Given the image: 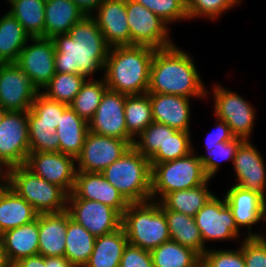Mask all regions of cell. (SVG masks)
<instances>
[{
	"instance_id": "7bdbcfd3",
	"label": "cell",
	"mask_w": 266,
	"mask_h": 267,
	"mask_svg": "<svg viewBox=\"0 0 266 267\" xmlns=\"http://www.w3.org/2000/svg\"><path fill=\"white\" fill-rule=\"evenodd\" d=\"M155 13L167 24L188 19L186 0H134Z\"/></svg>"
},
{
	"instance_id": "f35d334b",
	"label": "cell",
	"mask_w": 266,
	"mask_h": 267,
	"mask_svg": "<svg viewBox=\"0 0 266 267\" xmlns=\"http://www.w3.org/2000/svg\"><path fill=\"white\" fill-rule=\"evenodd\" d=\"M68 107L66 104L48 99L40 92L28 110V124H46L57 129L60 116Z\"/></svg>"
},
{
	"instance_id": "ba28073f",
	"label": "cell",
	"mask_w": 266,
	"mask_h": 267,
	"mask_svg": "<svg viewBox=\"0 0 266 267\" xmlns=\"http://www.w3.org/2000/svg\"><path fill=\"white\" fill-rule=\"evenodd\" d=\"M29 153L28 110L6 111L0 123V165L7 170L25 165Z\"/></svg>"
},
{
	"instance_id": "2e32d148",
	"label": "cell",
	"mask_w": 266,
	"mask_h": 267,
	"mask_svg": "<svg viewBox=\"0 0 266 267\" xmlns=\"http://www.w3.org/2000/svg\"><path fill=\"white\" fill-rule=\"evenodd\" d=\"M76 159L61 152H30L25 166L39 177L72 193L76 176Z\"/></svg>"
},
{
	"instance_id": "f6af8a7d",
	"label": "cell",
	"mask_w": 266,
	"mask_h": 267,
	"mask_svg": "<svg viewBox=\"0 0 266 267\" xmlns=\"http://www.w3.org/2000/svg\"><path fill=\"white\" fill-rule=\"evenodd\" d=\"M203 267H246L242 244L238 250H209L201 257Z\"/></svg>"
},
{
	"instance_id": "11a10c76",
	"label": "cell",
	"mask_w": 266,
	"mask_h": 267,
	"mask_svg": "<svg viewBox=\"0 0 266 267\" xmlns=\"http://www.w3.org/2000/svg\"><path fill=\"white\" fill-rule=\"evenodd\" d=\"M5 113H6V110L3 109V108L0 106V123H1L2 120H3Z\"/></svg>"
},
{
	"instance_id": "30bf717a",
	"label": "cell",
	"mask_w": 266,
	"mask_h": 267,
	"mask_svg": "<svg viewBox=\"0 0 266 267\" xmlns=\"http://www.w3.org/2000/svg\"><path fill=\"white\" fill-rule=\"evenodd\" d=\"M67 211L71 219L95 237L122 227V215L117 210L98 201L77 198L73 193L68 194Z\"/></svg>"
},
{
	"instance_id": "d590c367",
	"label": "cell",
	"mask_w": 266,
	"mask_h": 267,
	"mask_svg": "<svg viewBox=\"0 0 266 267\" xmlns=\"http://www.w3.org/2000/svg\"><path fill=\"white\" fill-rule=\"evenodd\" d=\"M107 89L105 79L100 81L86 80L69 106L79 117L89 122L97 111Z\"/></svg>"
},
{
	"instance_id": "d6986e66",
	"label": "cell",
	"mask_w": 266,
	"mask_h": 267,
	"mask_svg": "<svg viewBox=\"0 0 266 267\" xmlns=\"http://www.w3.org/2000/svg\"><path fill=\"white\" fill-rule=\"evenodd\" d=\"M72 193L80 199L101 202L117 210L121 215L130 204L102 173L76 172Z\"/></svg>"
},
{
	"instance_id": "9c48e42d",
	"label": "cell",
	"mask_w": 266,
	"mask_h": 267,
	"mask_svg": "<svg viewBox=\"0 0 266 267\" xmlns=\"http://www.w3.org/2000/svg\"><path fill=\"white\" fill-rule=\"evenodd\" d=\"M131 45L163 49L174 45L168 37L167 23L134 0H126Z\"/></svg>"
},
{
	"instance_id": "836d02e7",
	"label": "cell",
	"mask_w": 266,
	"mask_h": 267,
	"mask_svg": "<svg viewBox=\"0 0 266 267\" xmlns=\"http://www.w3.org/2000/svg\"><path fill=\"white\" fill-rule=\"evenodd\" d=\"M154 267H198L201 257L192 249L173 240L150 251Z\"/></svg>"
},
{
	"instance_id": "8d00e7d4",
	"label": "cell",
	"mask_w": 266,
	"mask_h": 267,
	"mask_svg": "<svg viewBox=\"0 0 266 267\" xmlns=\"http://www.w3.org/2000/svg\"><path fill=\"white\" fill-rule=\"evenodd\" d=\"M86 80L87 78L80 74L56 72L41 93L48 99L69 106Z\"/></svg>"
},
{
	"instance_id": "ab89813d",
	"label": "cell",
	"mask_w": 266,
	"mask_h": 267,
	"mask_svg": "<svg viewBox=\"0 0 266 267\" xmlns=\"http://www.w3.org/2000/svg\"><path fill=\"white\" fill-rule=\"evenodd\" d=\"M133 141V147L143 156L150 158L160 146H163L169 137V126L157 122H152Z\"/></svg>"
},
{
	"instance_id": "d6a6232c",
	"label": "cell",
	"mask_w": 266,
	"mask_h": 267,
	"mask_svg": "<svg viewBox=\"0 0 266 267\" xmlns=\"http://www.w3.org/2000/svg\"><path fill=\"white\" fill-rule=\"evenodd\" d=\"M8 11L30 37H44L46 0H8Z\"/></svg>"
},
{
	"instance_id": "484cf974",
	"label": "cell",
	"mask_w": 266,
	"mask_h": 267,
	"mask_svg": "<svg viewBox=\"0 0 266 267\" xmlns=\"http://www.w3.org/2000/svg\"><path fill=\"white\" fill-rule=\"evenodd\" d=\"M84 16V12L70 0H46L44 38L68 34Z\"/></svg>"
},
{
	"instance_id": "74e56055",
	"label": "cell",
	"mask_w": 266,
	"mask_h": 267,
	"mask_svg": "<svg viewBox=\"0 0 266 267\" xmlns=\"http://www.w3.org/2000/svg\"><path fill=\"white\" fill-rule=\"evenodd\" d=\"M190 132L169 127V137L163 146L149 158L150 163H163L182 158L193 151Z\"/></svg>"
},
{
	"instance_id": "83f0119b",
	"label": "cell",
	"mask_w": 266,
	"mask_h": 267,
	"mask_svg": "<svg viewBox=\"0 0 266 267\" xmlns=\"http://www.w3.org/2000/svg\"><path fill=\"white\" fill-rule=\"evenodd\" d=\"M127 244L123 227L96 237L93 252L84 267H119Z\"/></svg>"
},
{
	"instance_id": "f546056e",
	"label": "cell",
	"mask_w": 266,
	"mask_h": 267,
	"mask_svg": "<svg viewBox=\"0 0 266 267\" xmlns=\"http://www.w3.org/2000/svg\"><path fill=\"white\" fill-rule=\"evenodd\" d=\"M30 38L20 22L9 12L3 15L0 18V64L15 63Z\"/></svg>"
},
{
	"instance_id": "f1b7e54d",
	"label": "cell",
	"mask_w": 266,
	"mask_h": 267,
	"mask_svg": "<svg viewBox=\"0 0 266 267\" xmlns=\"http://www.w3.org/2000/svg\"><path fill=\"white\" fill-rule=\"evenodd\" d=\"M168 224L170 239L195 251L200 257L207 248L192 216L172 210H163Z\"/></svg>"
},
{
	"instance_id": "816d5d0a",
	"label": "cell",
	"mask_w": 266,
	"mask_h": 267,
	"mask_svg": "<svg viewBox=\"0 0 266 267\" xmlns=\"http://www.w3.org/2000/svg\"><path fill=\"white\" fill-rule=\"evenodd\" d=\"M50 267H75L65 256H51Z\"/></svg>"
},
{
	"instance_id": "4fadbf2b",
	"label": "cell",
	"mask_w": 266,
	"mask_h": 267,
	"mask_svg": "<svg viewBox=\"0 0 266 267\" xmlns=\"http://www.w3.org/2000/svg\"><path fill=\"white\" fill-rule=\"evenodd\" d=\"M130 147L126 140L101 136L89 131L81 154L76 158V171L101 173Z\"/></svg>"
},
{
	"instance_id": "60d3db41",
	"label": "cell",
	"mask_w": 266,
	"mask_h": 267,
	"mask_svg": "<svg viewBox=\"0 0 266 267\" xmlns=\"http://www.w3.org/2000/svg\"><path fill=\"white\" fill-rule=\"evenodd\" d=\"M244 140L242 138H235L232 141L221 142L215 144V147L210 151L207 150L208 155H198L200 161L202 162L203 169L210 179L212 178L218 171L220 166V160H232L234 161V157L237 151V148Z\"/></svg>"
},
{
	"instance_id": "c3c4849f",
	"label": "cell",
	"mask_w": 266,
	"mask_h": 267,
	"mask_svg": "<svg viewBox=\"0 0 266 267\" xmlns=\"http://www.w3.org/2000/svg\"><path fill=\"white\" fill-rule=\"evenodd\" d=\"M216 130L212 131L209 136L206 137V149L211 150L215 147V144L221 142H228L235 139V136L232 134L230 127L224 120L217 118Z\"/></svg>"
},
{
	"instance_id": "3957f363",
	"label": "cell",
	"mask_w": 266,
	"mask_h": 267,
	"mask_svg": "<svg viewBox=\"0 0 266 267\" xmlns=\"http://www.w3.org/2000/svg\"><path fill=\"white\" fill-rule=\"evenodd\" d=\"M155 48L143 45L110 47L104 79L108 89L125 95L147 93Z\"/></svg>"
},
{
	"instance_id": "7c38bea8",
	"label": "cell",
	"mask_w": 266,
	"mask_h": 267,
	"mask_svg": "<svg viewBox=\"0 0 266 267\" xmlns=\"http://www.w3.org/2000/svg\"><path fill=\"white\" fill-rule=\"evenodd\" d=\"M40 90L16 63L0 64V106L6 111H27Z\"/></svg>"
},
{
	"instance_id": "ac0fdd59",
	"label": "cell",
	"mask_w": 266,
	"mask_h": 267,
	"mask_svg": "<svg viewBox=\"0 0 266 267\" xmlns=\"http://www.w3.org/2000/svg\"><path fill=\"white\" fill-rule=\"evenodd\" d=\"M260 153L249 140L239 145L233 161L238 181L235 185L258 192L266 199V167Z\"/></svg>"
},
{
	"instance_id": "52a82bcc",
	"label": "cell",
	"mask_w": 266,
	"mask_h": 267,
	"mask_svg": "<svg viewBox=\"0 0 266 267\" xmlns=\"http://www.w3.org/2000/svg\"><path fill=\"white\" fill-rule=\"evenodd\" d=\"M8 186L31 204L38 214L67 210L68 194L61 187L34 174L25 165L8 170Z\"/></svg>"
},
{
	"instance_id": "9f6ffc18",
	"label": "cell",
	"mask_w": 266,
	"mask_h": 267,
	"mask_svg": "<svg viewBox=\"0 0 266 267\" xmlns=\"http://www.w3.org/2000/svg\"><path fill=\"white\" fill-rule=\"evenodd\" d=\"M259 237L266 243V238L262 235H259Z\"/></svg>"
},
{
	"instance_id": "5b68a950",
	"label": "cell",
	"mask_w": 266,
	"mask_h": 267,
	"mask_svg": "<svg viewBox=\"0 0 266 267\" xmlns=\"http://www.w3.org/2000/svg\"><path fill=\"white\" fill-rule=\"evenodd\" d=\"M157 202L128 205L122 215V227L129 244L151 251L170 240L165 213Z\"/></svg>"
},
{
	"instance_id": "bcb514c9",
	"label": "cell",
	"mask_w": 266,
	"mask_h": 267,
	"mask_svg": "<svg viewBox=\"0 0 266 267\" xmlns=\"http://www.w3.org/2000/svg\"><path fill=\"white\" fill-rule=\"evenodd\" d=\"M242 243L246 267H266V243L259 236H247Z\"/></svg>"
},
{
	"instance_id": "5bb4252c",
	"label": "cell",
	"mask_w": 266,
	"mask_h": 267,
	"mask_svg": "<svg viewBox=\"0 0 266 267\" xmlns=\"http://www.w3.org/2000/svg\"><path fill=\"white\" fill-rule=\"evenodd\" d=\"M194 219L204 244L211 240L237 239L240 235L225 197L220 200L213 195L195 214Z\"/></svg>"
},
{
	"instance_id": "6da1fadb",
	"label": "cell",
	"mask_w": 266,
	"mask_h": 267,
	"mask_svg": "<svg viewBox=\"0 0 266 267\" xmlns=\"http://www.w3.org/2000/svg\"><path fill=\"white\" fill-rule=\"evenodd\" d=\"M55 45V72L80 74L86 78L104 69L110 46L93 15H85L68 34L52 38Z\"/></svg>"
},
{
	"instance_id": "4dcf8cb0",
	"label": "cell",
	"mask_w": 266,
	"mask_h": 267,
	"mask_svg": "<svg viewBox=\"0 0 266 267\" xmlns=\"http://www.w3.org/2000/svg\"><path fill=\"white\" fill-rule=\"evenodd\" d=\"M96 237L71 219L67 211V229L64 256L75 267H84L93 252Z\"/></svg>"
},
{
	"instance_id": "e575fe53",
	"label": "cell",
	"mask_w": 266,
	"mask_h": 267,
	"mask_svg": "<svg viewBox=\"0 0 266 267\" xmlns=\"http://www.w3.org/2000/svg\"><path fill=\"white\" fill-rule=\"evenodd\" d=\"M124 112L127 133L135 140L153 122L149 94L127 95Z\"/></svg>"
},
{
	"instance_id": "681fc988",
	"label": "cell",
	"mask_w": 266,
	"mask_h": 267,
	"mask_svg": "<svg viewBox=\"0 0 266 267\" xmlns=\"http://www.w3.org/2000/svg\"><path fill=\"white\" fill-rule=\"evenodd\" d=\"M11 267H50V257L40 254L29 256L18 260Z\"/></svg>"
},
{
	"instance_id": "ee69618b",
	"label": "cell",
	"mask_w": 266,
	"mask_h": 267,
	"mask_svg": "<svg viewBox=\"0 0 266 267\" xmlns=\"http://www.w3.org/2000/svg\"><path fill=\"white\" fill-rule=\"evenodd\" d=\"M240 1L241 0H186L188 19L202 16H205L207 19H217L219 15L239 4Z\"/></svg>"
},
{
	"instance_id": "f907efd6",
	"label": "cell",
	"mask_w": 266,
	"mask_h": 267,
	"mask_svg": "<svg viewBox=\"0 0 266 267\" xmlns=\"http://www.w3.org/2000/svg\"><path fill=\"white\" fill-rule=\"evenodd\" d=\"M74 2L85 15H93L91 11L96 10L104 0H70Z\"/></svg>"
},
{
	"instance_id": "b9f144b4",
	"label": "cell",
	"mask_w": 266,
	"mask_h": 267,
	"mask_svg": "<svg viewBox=\"0 0 266 267\" xmlns=\"http://www.w3.org/2000/svg\"><path fill=\"white\" fill-rule=\"evenodd\" d=\"M30 152H59L60 140L54 126L28 124Z\"/></svg>"
},
{
	"instance_id": "e0dca14e",
	"label": "cell",
	"mask_w": 266,
	"mask_h": 267,
	"mask_svg": "<svg viewBox=\"0 0 266 267\" xmlns=\"http://www.w3.org/2000/svg\"><path fill=\"white\" fill-rule=\"evenodd\" d=\"M126 96L107 89L93 118L88 122L89 131L126 140L132 146L134 140L128 135L125 123Z\"/></svg>"
},
{
	"instance_id": "1f68e13d",
	"label": "cell",
	"mask_w": 266,
	"mask_h": 267,
	"mask_svg": "<svg viewBox=\"0 0 266 267\" xmlns=\"http://www.w3.org/2000/svg\"><path fill=\"white\" fill-rule=\"evenodd\" d=\"M208 179L204 184L185 190L167 194L159 203L162 210H172L194 217L195 214L214 195L207 188Z\"/></svg>"
},
{
	"instance_id": "44dd1931",
	"label": "cell",
	"mask_w": 266,
	"mask_h": 267,
	"mask_svg": "<svg viewBox=\"0 0 266 267\" xmlns=\"http://www.w3.org/2000/svg\"><path fill=\"white\" fill-rule=\"evenodd\" d=\"M227 205L231 208L237 227H248V236H259L250 233L251 226L266 220V199L255 191L245 190L233 185L225 196Z\"/></svg>"
},
{
	"instance_id": "ffe728a7",
	"label": "cell",
	"mask_w": 266,
	"mask_h": 267,
	"mask_svg": "<svg viewBox=\"0 0 266 267\" xmlns=\"http://www.w3.org/2000/svg\"><path fill=\"white\" fill-rule=\"evenodd\" d=\"M93 16L110 47L131 45L126 0H104Z\"/></svg>"
},
{
	"instance_id": "8fae6325",
	"label": "cell",
	"mask_w": 266,
	"mask_h": 267,
	"mask_svg": "<svg viewBox=\"0 0 266 267\" xmlns=\"http://www.w3.org/2000/svg\"><path fill=\"white\" fill-rule=\"evenodd\" d=\"M214 86V113L224 120L235 138L249 140L255 120V110L239 94L222 86Z\"/></svg>"
},
{
	"instance_id": "db71d44e",
	"label": "cell",
	"mask_w": 266,
	"mask_h": 267,
	"mask_svg": "<svg viewBox=\"0 0 266 267\" xmlns=\"http://www.w3.org/2000/svg\"><path fill=\"white\" fill-rule=\"evenodd\" d=\"M0 267H11L5 255V250L3 248L1 236H0Z\"/></svg>"
},
{
	"instance_id": "f5cc1de1",
	"label": "cell",
	"mask_w": 266,
	"mask_h": 267,
	"mask_svg": "<svg viewBox=\"0 0 266 267\" xmlns=\"http://www.w3.org/2000/svg\"><path fill=\"white\" fill-rule=\"evenodd\" d=\"M3 167L5 168V166L0 165V180L2 179V182L0 181V193L8 186V170L4 172Z\"/></svg>"
},
{
	"instance_id": "d4e9b609",
	"label": "cell",
	"mask_w": 266,
	"mask_h": 267,
	"mask_svg": "<svg viewBox=\"0 0 266 267\" xmlns=\"http://www.w3.org/2000/svg\"><path fill=\"white\" fill-rule=\"evenodd\" d=\"M88 132V122L79 117L69 106L60 116L56 129L60 140L59 152L76 159L81 154Z\"/></svg>"
},
{
	"instance_id": "7dc6e473",
	"label": "cell",
	"mask_w": 266,
	"mask_h": 267,
	"mask_svg": "<svg viewBox=\"0 0 266 267\" xmlns=\"http://www.w3.org/2000/svg\"><path fill=\"white\" fill-rule=\"evenodd\" d=\"M119 267H154L151 252L128 243Z\"/></svg>"
},
{
	"instance_id": "9a60e30c",
	"label": "cell",
	"mask_w": 266,
	"mask_h": 267,
	"mask_svg": "<svg viewBox=\"0 0 266 267\" xmlns=\"http://www.w3.org/2000/svg\"><path fill=\"white\" fill-rule=\"evenodd\" d=\"M30 41L32 45L26 43L15 63L42 90L56 73L55 45L52 38L31 37Z\"/></svg>"
},
{
	"instance_id": "cb8c5ba5",
	"label": "cell",
	"mask_w": 266,
	"mask_h": 267,
	"mask_svg": "<svg viewBox=\"0 0 266 267\" xmlns=\"http://www.w3.org/2000/svg\"><path fill=\"white\" fill-rule=\"evenodd\" d=\"M67 229V210L39 214V249L44 257L64 256Z\"/></svg>"
},
{
	"instance_id": "277c9868",
	"label": "cell",
	"mask_w": 266,
	"mask_h": 267,
	"mask_svg": "<svg viewBox=\"0 0 266 267\" xmlns=\"http://www.w3.org/2000/svg\"><path fill=\"white\" fill-rule=\"evenodd\" d=\"M101 173L129 203L151 200L150 161L133 146Z\"/></svg>"
},
{
	"instance_id": "4316f807",
	"label": "cell",
	"mask_w": 266,
	"mask_h": 267,
	"mask_svg": "<svg viewBox=\"0 0 266 267\" xmlns=\"http://www.w3.org/2000/svg\"><path fill=\"white\" fill-rule=\"evenodd\" d=\"M37 215L32 205L9 186L0 193V235L32 222Z\"/></svg>"
},
{
	"instance_id": "8992f818",
	"label": "cell",
	"mask_w": 266,
	"mask_h": 267,
	"mask_svg": "<svg viewBox=\"0 0 266 267\" xmlns=\"http://www.w3.org/2000/svg\"><path fill=\"white\" fill-rule=\"evenodd\" d=\"M150 165L151 201H155L157 194L161 201L171 192L197 187L209 179L199 156L194 155V149L182 158Z\"/></svg>"
},
{
	"instance_id": "7a4b0ae2",
	"label": "cell",
	"mask_w": 266,
	"mask_h": 267,
	"mask_svg": "<svg viewBox=\"0 0 266 267\" xmlns=\"http://www.w3.org/2000/svg\"><path fill=\"white\" fill-rule=\"evenodd\" d=\"M190 55L172 45L155 49L147 93L205 98L207 91Z\"/></svg>"
},
{
	"instance_id": "603a6c76",
	"label": "cell",
	"mask_w": 266,
	"mask_h": 267,
	"mask_svg": "<svg viewBox=\"0 0 266 267\" xmlns=\"http://www.w3.org/2000/svg\"><path fill=\"white\" fill-rule=\"evenodd\" d=\"M0 236L10 265L22 258L37 255L39 249V214L32 222L8 230Z\"/></svg>"
},
{
	"instance_id": "7402d4cb",
	"label": "cell",
	"mask_w": 266,
	"mask_h": 267,
	"mask_svg": "<svg viewBox=\"0 0 266 267\" xmlns=\"http://www.w3.org/2000/svg\"><path fill=\"white\" fill-rule=\"evenodd\" d=\"M148 94L154 122L165 124L177 131L190 132L189 98L173 94Z\"/></svg>"
}]
</instances>
